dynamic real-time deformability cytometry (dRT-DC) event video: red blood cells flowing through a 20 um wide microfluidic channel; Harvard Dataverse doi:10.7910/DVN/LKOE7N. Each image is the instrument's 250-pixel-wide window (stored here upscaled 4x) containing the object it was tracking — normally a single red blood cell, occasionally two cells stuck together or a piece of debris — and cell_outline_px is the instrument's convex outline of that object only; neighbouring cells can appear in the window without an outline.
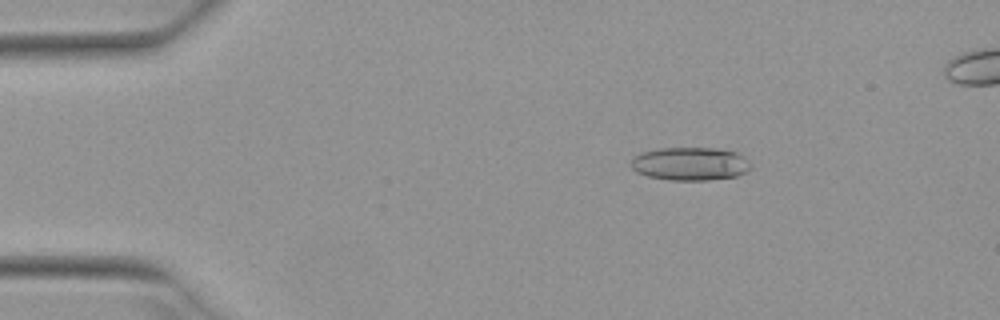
{"species": "Egyptian fruit bat (a non-hibernating species)", "species_latin": "Rousettus aegyptiacus", "temperature_condition": "warm", "stored_images_in_passage": 15, "camera_frame_rate_fps": 3000, "um_per_image_px": 0.085, "animal": {"sex": "female"}, "frame": {"image": 1, "passage_image": 9, "time_ms": 2.667, "image_size_px": [1000, 320], "cell_outline_px": [[752, 168], [748, 172], [736, 176], [708, 180], [668, 180], [648, 176], [636, 172], [632, 168], [632, 156], [640, 152], [660, 148], [716, 148], [736, 152], [744, 156], [752, 164]], "centroid_in_image_um": [58.68, 13.92], "position_along_channel_um": 26.3, "area_um2": 23.47}}